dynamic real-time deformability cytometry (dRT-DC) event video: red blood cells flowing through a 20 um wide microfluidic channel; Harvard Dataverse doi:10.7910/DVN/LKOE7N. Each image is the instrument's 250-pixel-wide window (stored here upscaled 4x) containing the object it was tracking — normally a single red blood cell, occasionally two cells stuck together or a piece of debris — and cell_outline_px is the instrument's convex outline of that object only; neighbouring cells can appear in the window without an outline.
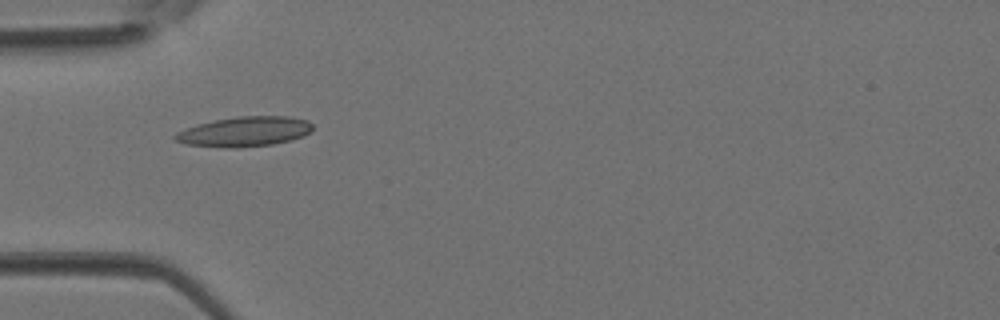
{"species": "Egyptian fruit bat (a non-hibernating species)", "species_latin": "Rousettus aegyptiacus", "temperature_condition": "room temperature", "stored_images_in_passage": 1, "camera_frame_rate_fps": 3000, "um_per_image_px": 0.085, "animal": {"sex": "female"}, "frame": {"image": 1, "passage_image": 1, "time_ms": 0.0, "image_size_px": [1000, 320], "cell_outline_px": [[312, 128], [304, 136], [272, 144], [240, 148], [224, 148], [184, 144], [176, 140], [172, 136], [176, 132], [200, 124], [216, 120], [236, 116], [288, 116], [308, 120], [312, 124]], "centroid_in_image_um": [20.78, 11.19], "position_along_channel_um": 64.2, "area_um2": 23.87}}